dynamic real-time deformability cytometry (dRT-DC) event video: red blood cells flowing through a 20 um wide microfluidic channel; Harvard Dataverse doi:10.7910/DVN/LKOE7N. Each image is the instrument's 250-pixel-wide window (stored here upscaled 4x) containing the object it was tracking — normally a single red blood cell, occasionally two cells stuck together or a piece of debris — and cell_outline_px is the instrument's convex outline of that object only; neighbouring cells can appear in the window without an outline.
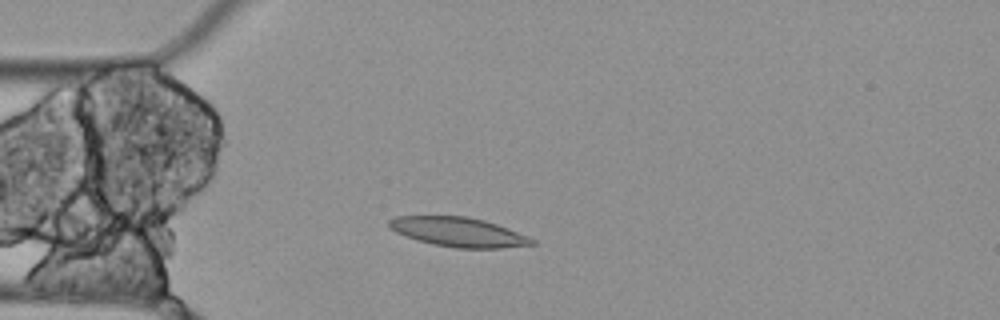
{"species": "Egyptian fruit bat (a non-hibernating species)", "species_latin": "Rousettus aegyptiacus", "temperature_condition": "cold", "stored_images_in_passage": 3, "camera_frame_rate_fps": 3000, "um_per_image_px": 0.085, "animal": {"sex": "female"}, "frame": {"image": 1, "passage_image": 3, "time_ms": 0.667, "image_size_px": [1000, 320], "cell_outline_px": [[536, 244], [500, 248], [456, 248], [432, 244], [416, 240], [396, 232], [388, 228], [388, 220], [396, 216], [464, 216], [484, 220], [496, 224], [528, 236], [536, 240]], "centroid_in_image_um": [38.94, 19.72], "position_along_channel_um": 46.1, "area_um2": 24.45}}